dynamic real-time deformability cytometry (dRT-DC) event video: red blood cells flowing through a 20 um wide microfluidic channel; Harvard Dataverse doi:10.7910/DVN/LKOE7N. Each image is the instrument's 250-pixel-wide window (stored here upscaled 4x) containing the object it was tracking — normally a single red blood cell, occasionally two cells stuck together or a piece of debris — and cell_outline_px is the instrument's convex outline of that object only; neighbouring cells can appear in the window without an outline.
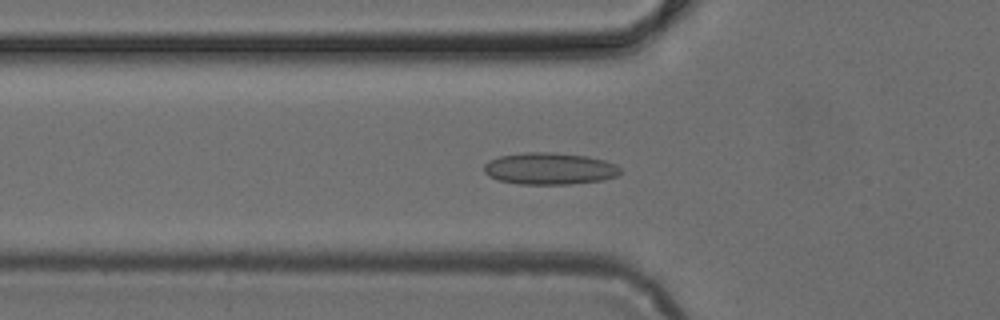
{"species": "common noctule bat (a hibernating species)", "species_latin": "Nyctalus noctula", "temperature_condition": "cold", "stored_images_in_passage": 49, "camera_frame_rate_fps": 3000, "um_per_image_px": 0.085, "animal": {"sex": "female", "body_mass_g": 24.6, "forearm_length_mm": 56.2}, "frame": {"image": 1, "passage_image": 17, "time_ms": 5.333, "image_size_px": [1000, 320], "cell_outline_px": [[620, 172], [616, 176], [604, 180], [572, 184], [520, 184], [496, 180], [488, 176], [484, 172], [484, 164], [488, 160], [500, 156], [524, 152], [552, 152], [588, 156], [604, 160], [616, 164], [620, 168]], "centroid_in_image_um": [46.69, 14.33], "position_along_channel_um": 79.1, "area_um2": 25.55}}
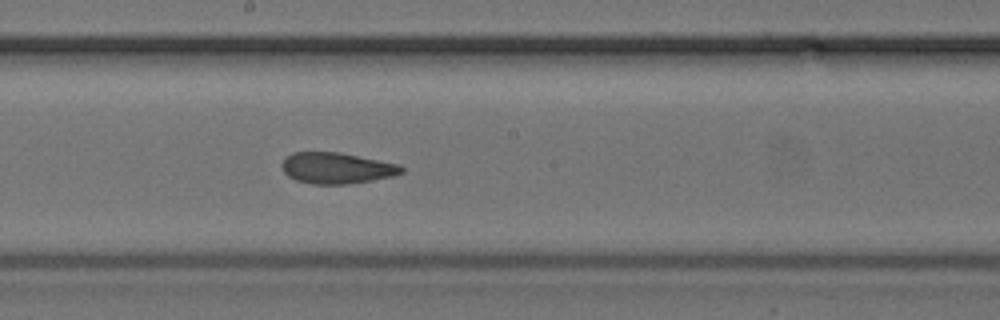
{"frame": {"image": 2, "passage_image": 27, "time_ms": 8.667, "image_size_px": [1000, 320], "cell_outline_px": [[404, 172], [392, 176], [372, 180], [348, 184], [312, 184], [296, 180], [288, 176], [284, 172], [280, 164], [284, 156], [292, 152], [340, 152], [400, 164], [404, 168]], "centroid_in_image_um": [28.59, 14.28], "position_along_channel_um": 219.6, "area_um2": 21.91}}
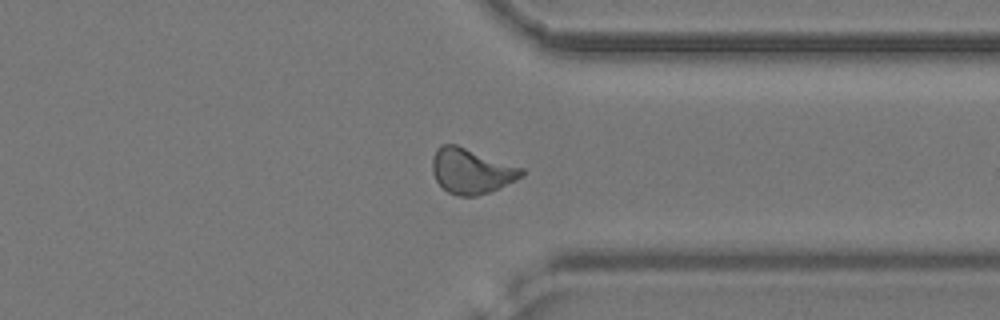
{"frame": {"image": 3, "passage_image": 38, "time_ms": 12.333, "image_size_px": [1000, 320], "cell_outline_px": [[524, 176], [516, 180], [488, 192], [476, 196], [460, 196], [448, 192], [436, 180], [432, 172], [432, 156], [436, 148], [440, 144], [456, 144], [524, 168]], "centroid_in_image_um": [40.05, 14.52], "position_along_channel_um": 371.4, "area_um2": 23.52}}